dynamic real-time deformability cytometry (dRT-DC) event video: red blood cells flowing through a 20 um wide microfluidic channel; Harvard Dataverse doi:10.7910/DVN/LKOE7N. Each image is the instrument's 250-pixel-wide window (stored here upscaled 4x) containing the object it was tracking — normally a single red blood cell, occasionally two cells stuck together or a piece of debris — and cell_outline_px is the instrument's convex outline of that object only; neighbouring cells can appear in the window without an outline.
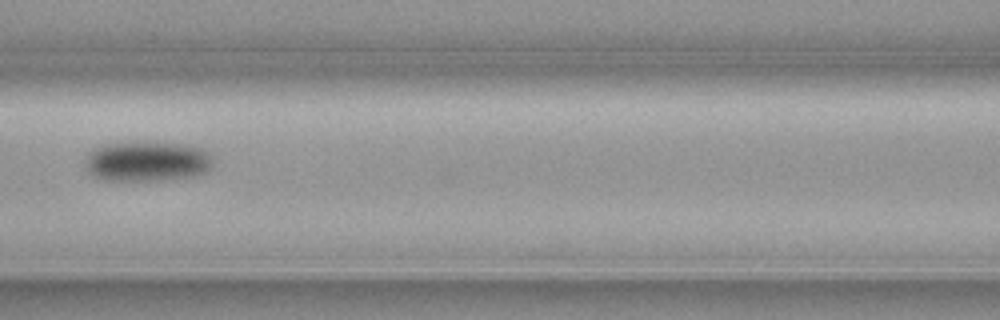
{"species": "common noctule bat (a hibernating species)", "species_latin": "Nyctalus noctula", "temperature_condition": "cold", "stored_images_in_passage": 5, "camera_frame_rate_fps": 3000, "um_per_image_px": 0.085, "animal": {"sex": "female", "body_mass_g": 19.3, "forearm_length_mm": 54.1}, "frame": {"image": 1, "passage_image": 5, "time_ms": 1.333, "image_size_px": [1000, 320], "cell_outline_px": [[212, 164], [204, 172], [192, 176], [160, 180], [100, 180], [92, 176], [84, 168], [84, 160], [88, 152], [92, 148], [104, 144], [188, 144], [200, 148], [208, 152], [212, 156]], "centroid_in_image_um": [12.42, 13.74], "position_along_channel_um": 154.2, "area_um2": 29.54}}